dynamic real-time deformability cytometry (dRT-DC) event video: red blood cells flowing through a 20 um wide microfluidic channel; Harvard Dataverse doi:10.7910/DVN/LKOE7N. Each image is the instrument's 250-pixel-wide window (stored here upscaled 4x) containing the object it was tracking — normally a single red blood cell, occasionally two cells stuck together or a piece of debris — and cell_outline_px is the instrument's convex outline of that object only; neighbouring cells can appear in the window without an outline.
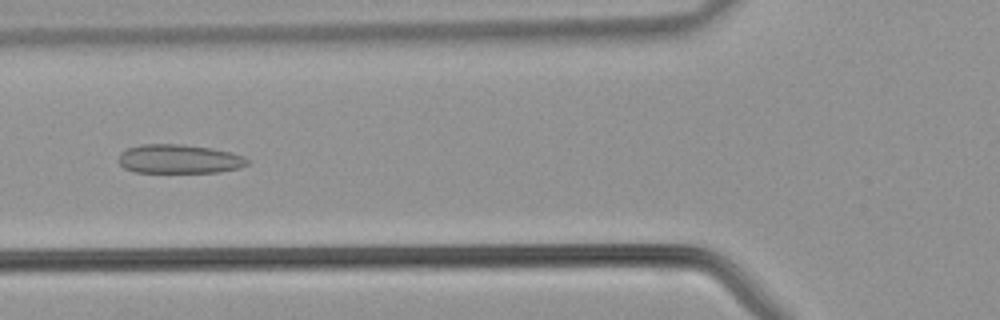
{"species": "common noctule bat (a hibernating species)", "species_latin": "Nyctalus noctula", "temperature_condition": "warm", "stored_images_in_passage": 40, "camera_frame_rate_fps": 3000, "um_per_image_px": 0.085, "animal": {"sex": "male", "body_mass_g": 21.5, "forearm_length_mm": 52.0}, "frame": {"image": 1, "passage_image": 14, "time_ms": 4.333, "image_size_px": [1000, 320], "cell_outline_px": [[248, 164], [240, 168], [220, 172], [136, 172], [124, 168], [116, 160], [120, 152], [128, 148], [140, 144], [184, 144], [212, 148], [244, 156], [248, 160]], "centroid_in_image_um": [15.19, 13.51], "position_along_channel_um": 110.6, "area_um2": 21.91}}
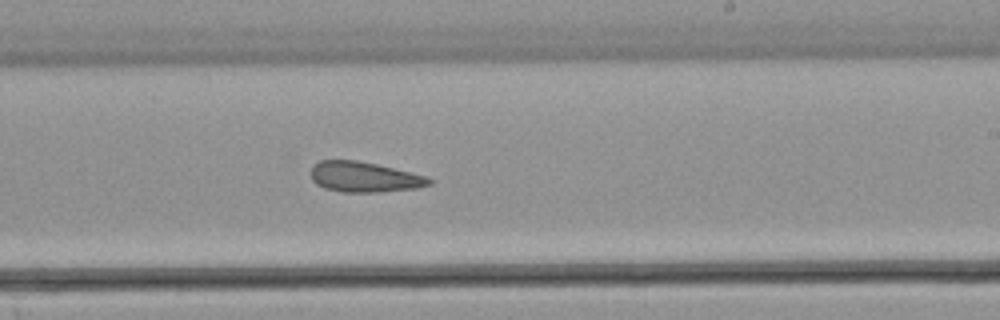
{"frame": {"image": 2, "passage_image": 23, "time_ms": 7.333, "image_size_px": [1000, 320], "cell_outline_px": [[432, 184], [416, 188], [376, 192], [344, 192], [324, 188], [316, 184], [312, 180], [312, 164], [320, 160], [356, 160], [376, 164], [428, 176], [432, 180]], "centroid_in_image_um": [30.96, 15.04], "position_along_channel_um": 258.0, "area_um2": 20.87}}
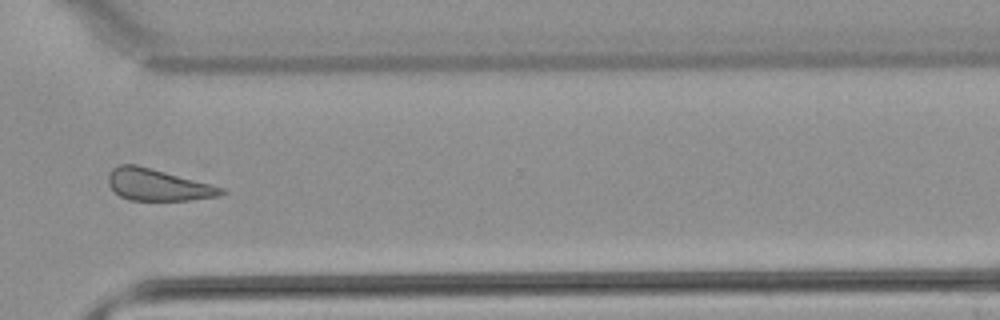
{"frame": {"image": 3, "passage_image": 29, "time_ms": 9.333, "image_size_px": [1000, 320], "cell_outline_px": [[228, 192], [220, 196], [192, 200], [128, 200], [120, 196], [108, 184], [108, 172], [112, 168], [120, 164], [136, 164], [224, 188]], "centroid_in_image_um": [13.4, 15.71], "position_along_channel_um": 357.2, "area_um2": 20.81}}